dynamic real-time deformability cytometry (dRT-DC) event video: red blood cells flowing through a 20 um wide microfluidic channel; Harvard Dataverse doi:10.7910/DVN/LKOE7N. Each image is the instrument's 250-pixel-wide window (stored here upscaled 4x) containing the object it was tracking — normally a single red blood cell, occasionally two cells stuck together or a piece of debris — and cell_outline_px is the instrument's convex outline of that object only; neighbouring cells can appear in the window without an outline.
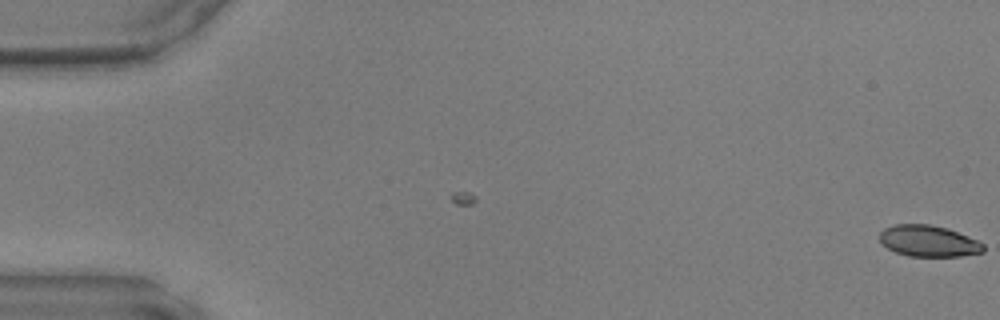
{"species": "common noctule bat (a hibernating species)", "species_latin": "Nyctalus noctula", "temperature_condition": "warm", "stored_images_in_passage": 6, "camera_frame_rate_fps": 3000, "um_per_image_px": 0.085, "animal": {"sex": "male", "body_mass_g": 17.9, "forearm_length_mm": 54.2}, "frame": {"image": 1, "passage_image": 6, "time_ms": 1.667, "image_size_px": [1000, 320], "cell_outline_px": [[984, 252], [960, 256], [908, 256], [896, 252], [880, 244], [880, 232], [884, 228], [896, 224], [928, 224], [948, 228], [968, 236], [984, 244]], "centroid_in_image_um": [78.91, 20.48], "position_along_channel_um": 6.1, "area_um2": 18.96}}